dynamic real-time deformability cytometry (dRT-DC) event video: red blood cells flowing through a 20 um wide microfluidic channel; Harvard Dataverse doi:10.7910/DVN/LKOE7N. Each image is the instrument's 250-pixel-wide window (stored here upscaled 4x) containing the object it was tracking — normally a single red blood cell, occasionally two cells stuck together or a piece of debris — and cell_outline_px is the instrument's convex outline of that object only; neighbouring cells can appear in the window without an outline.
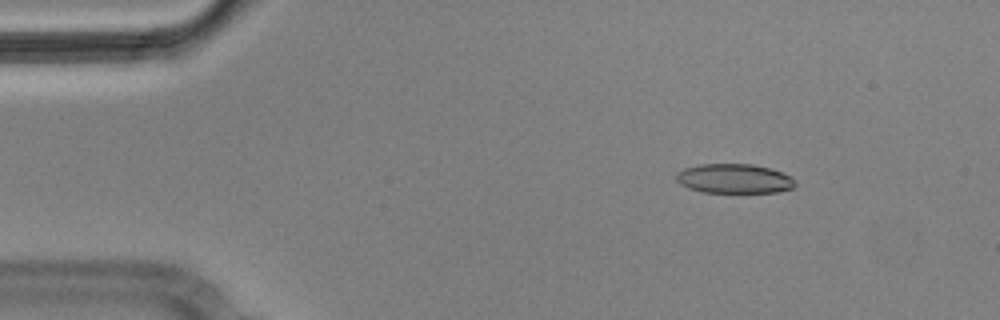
{"species": "Egyptian fruit bat (a non-hibernating species)", "species_latin": "Rousettus aegyptiacus", "temperature_condition": "cold", "stored_images_in_passage": 4, "camera_frame_rate_fps": 3000, "um_per_image_px": 0.085, "animal": {"sex": "male"}, "frame": {"image": 1, "passage_image": 2, "time_ms": 0.333, "image_size_px": [1000, 320], "cell_outline_px": [[796, 184], [792, 188], [776, 192], [704, 192], [688, 188], [680, 184], [676, 180], [676, 172], [684, 168], [700, 164], [752, 164], [772, 168], [792, 176]], "centroid_in_image_um": [62.41, 15.17], "position_along_channel_um": 22.6, "area_um2": 20.52}}